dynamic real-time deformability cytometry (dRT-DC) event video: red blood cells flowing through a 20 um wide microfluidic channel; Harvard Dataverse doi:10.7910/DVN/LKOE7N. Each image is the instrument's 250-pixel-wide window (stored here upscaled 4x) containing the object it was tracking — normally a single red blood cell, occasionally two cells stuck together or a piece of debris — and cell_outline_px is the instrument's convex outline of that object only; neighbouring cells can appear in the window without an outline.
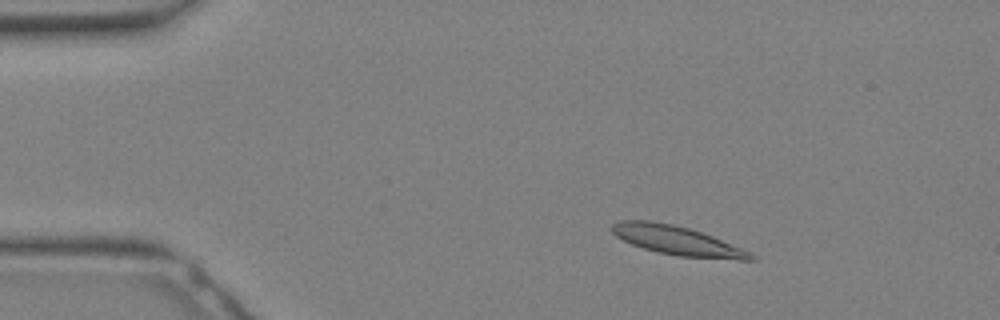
{"species": "Egyptian fruit bat (a non-hibernating species)", "species_latin": "Rousettus aegyptiacus", "temperature_condition": "warm", "stored_images_in_passage": 31, "camera_frame_rate_fps": 3000, "um_per_image_px": 0.085, "animal": {"sex": "female"}, "frame": {"image": 1, "passage_image": 4, "time_ms": 1.0, "image_size_px": [1000, 320], "cell_outline_px": [[756, 260], [740, 260], [680, 256], [656, 252], [632, 244], [616, 236], [608, 228], [612, 224], [620, 220], [648, 220], [672, 224], [688, 228], [712, 236], [752, 252], [756, 256]], "centroid_in_image_um": [57.56, 20.45], "position_along_channel_um": 27.4, "area_um2": 23.52}}
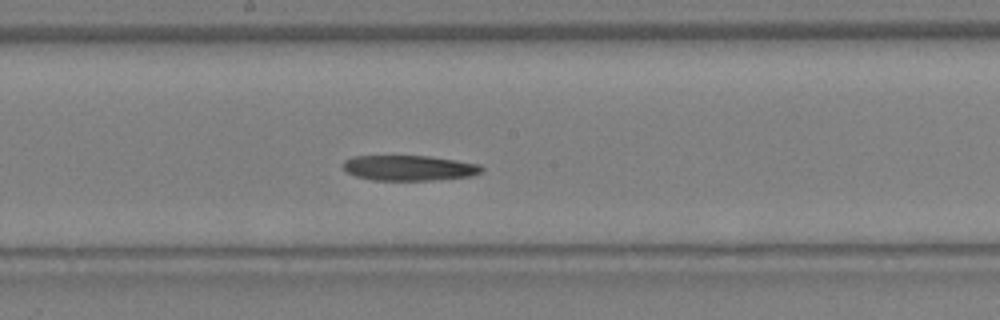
{"frame": {"image": 2, "passage_image": 16, "time_ms": 5.0, "image_size_px": [1000, 320], "cell_outline_px": [[484, 168], [480, 172], [472, 176], [432, 180], [372, 180], [356, 176], [348, 172], [344, 168], [344, 160], [352, 156], [428, 156], [456, 160], [480, 164]], "centroid_in_image_um": [34.79, 14.27], "position_along_channel_um": 213.4, "area_um2": 20.35}}
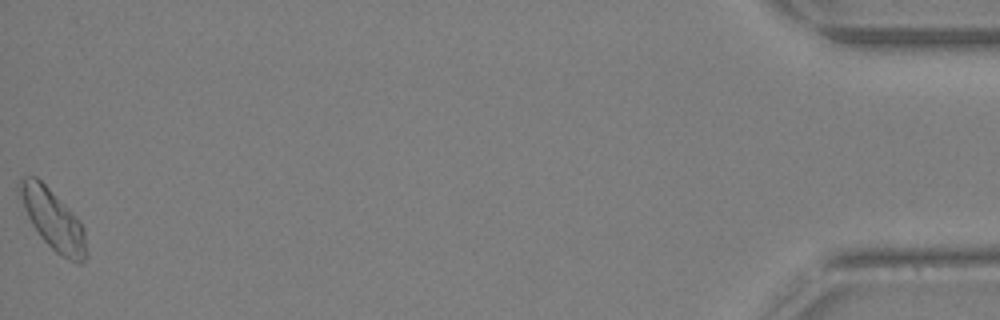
{"frame": {"image": 3, "passage_image": 31, "time_ms": 10.0, "image_size_px": [1000, 320], "cell_outline_px": [[88, 256], [80, 264], [76, 264], [60, 256], [40, 236], [32, 224], [16, 192], [16, 188], [20, 180], [24, 176], [36, 176], [80, 220], [84, 228], [88, 252]], "centroid_in_image_um": [4.51, 18.69], "position_along_channel_um": 430.7, "area_um2": 23.52}}